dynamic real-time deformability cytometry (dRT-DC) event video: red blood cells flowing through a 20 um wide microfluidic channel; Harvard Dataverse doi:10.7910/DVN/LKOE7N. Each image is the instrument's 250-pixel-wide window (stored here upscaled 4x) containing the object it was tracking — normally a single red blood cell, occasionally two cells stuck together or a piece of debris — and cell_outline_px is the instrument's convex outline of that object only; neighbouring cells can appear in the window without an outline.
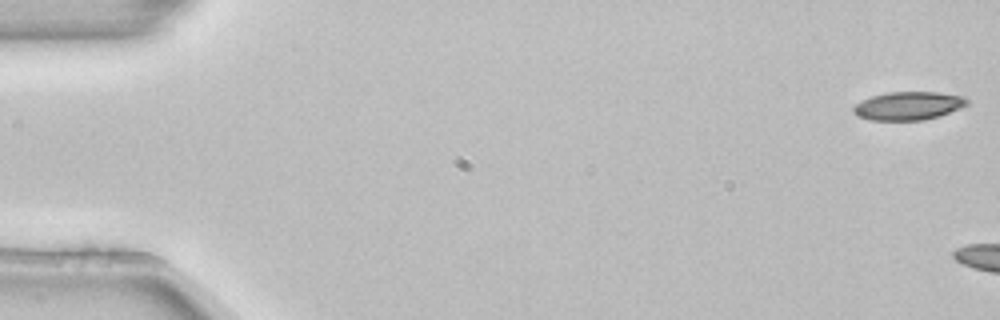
{"species": "common noctule bat (a hibernating species)", "species_latin": "Nyctalus noctula", "temperature_condition": "room temperature", "stored_images_in_passage": 4, "camera_frame_rate_fps": 3000, "um_per_image_px": 0.085, "animal": {"sex": "female", "body_mass_g": 22.7, "forearm_length_mm": 54.2}, "frame": {"image": 1, "passage_image": 1, "time_ms": 0.0, "image_size_px": [1000, 320], "cell_outline_px": [[968, 104], [960, 108], [940, 116], [924, 120], [868, 120], [852, 112], [852, 108], [856, 104], [872, 96], [888, 92], [936, 92], [964, 96], [968, 100]], "centroid_in_image_um": [77.23, 9.0], "position_along_channel_um": 7.8, "area_um2": 18.67}}